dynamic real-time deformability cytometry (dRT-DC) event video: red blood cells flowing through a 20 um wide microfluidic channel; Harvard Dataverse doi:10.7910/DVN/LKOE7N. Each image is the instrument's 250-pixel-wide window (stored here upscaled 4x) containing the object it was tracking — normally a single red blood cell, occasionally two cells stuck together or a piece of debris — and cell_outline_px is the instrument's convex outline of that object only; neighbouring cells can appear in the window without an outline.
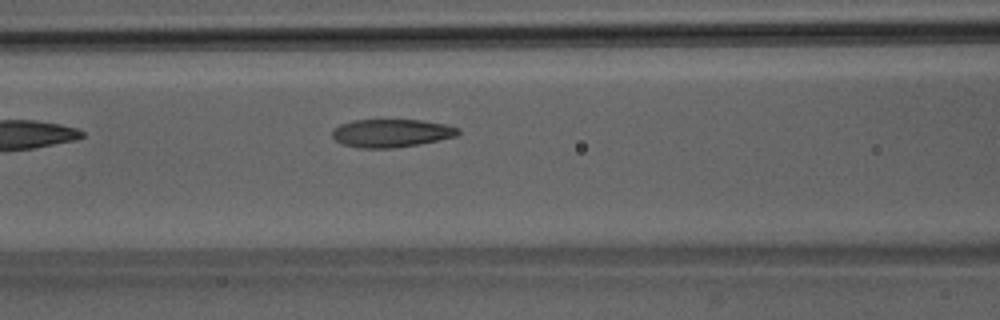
{"species": "Egyptian fruit bat (a non-hibernating species)", "species_latin": "Rousettus aegyptiacus", "temperature_condition": "room temperature", "stored_images_in_passage": 5, "camera_frame_rate_fps": 3000, "um_per_image_px": 0.085, "animal": {"sex": "male"}, "frame": {"image": 1, "passage_image": 5, "time_ms": 4.667, "image_size_px": [1000, 320], "cell_outline_px": [[460, 132], [456, 136], [416, 144], [392, 148], [356, 148], [340, 144], [332, 136], [332, 128], [340, 124], [352, 120], [420, 120], [448, 124], [460, 128]], "centroid_in_image_um": [33.22, 11.31], "position_along_channel_um": 133.4, "area_um2": 20.69}}